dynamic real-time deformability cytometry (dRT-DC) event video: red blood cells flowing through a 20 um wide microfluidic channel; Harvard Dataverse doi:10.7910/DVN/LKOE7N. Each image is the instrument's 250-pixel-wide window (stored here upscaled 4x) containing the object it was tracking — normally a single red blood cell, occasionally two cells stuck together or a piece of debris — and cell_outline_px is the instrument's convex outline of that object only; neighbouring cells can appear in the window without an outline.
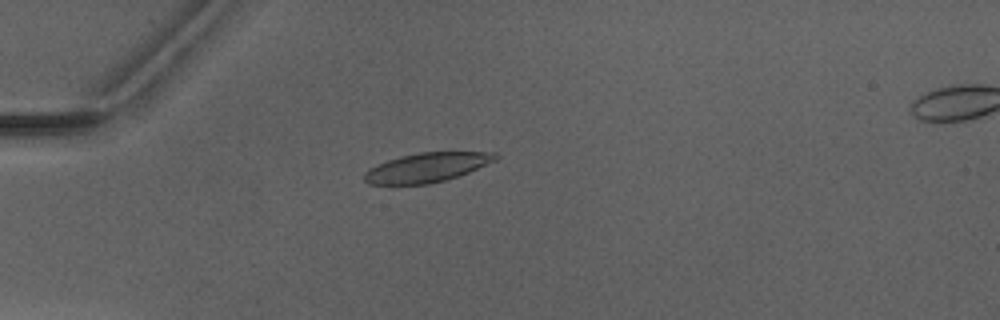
{"species": "Egyptian fruit bat (a non-hibernating species)", "species_latin": "Rousettus aegyptiacus", "temperature_condition": "warm", "stored_images_in_passage": 4, "camera_frame_rate_fps": 3000, "um_per_image_px": 0.085, "animal": {"sex": "male"}, "frame": {"image": 1, "passage_image": 4, "time_ms": 3.667, "image_size_px": [1000, 320], "cell_outline_px": [[500, 156], [496, 160], [468, 172], [444, 180], [428, 184], [368, 184], [364, 180], [364, 172], [368, 168], [388, 160], [400, 156], [420, 152], [496, 152]], "centroid_in_image_um": [36.27, 14.22], "position_along_channel_um": 48.7, "area_um2": 22.25}}